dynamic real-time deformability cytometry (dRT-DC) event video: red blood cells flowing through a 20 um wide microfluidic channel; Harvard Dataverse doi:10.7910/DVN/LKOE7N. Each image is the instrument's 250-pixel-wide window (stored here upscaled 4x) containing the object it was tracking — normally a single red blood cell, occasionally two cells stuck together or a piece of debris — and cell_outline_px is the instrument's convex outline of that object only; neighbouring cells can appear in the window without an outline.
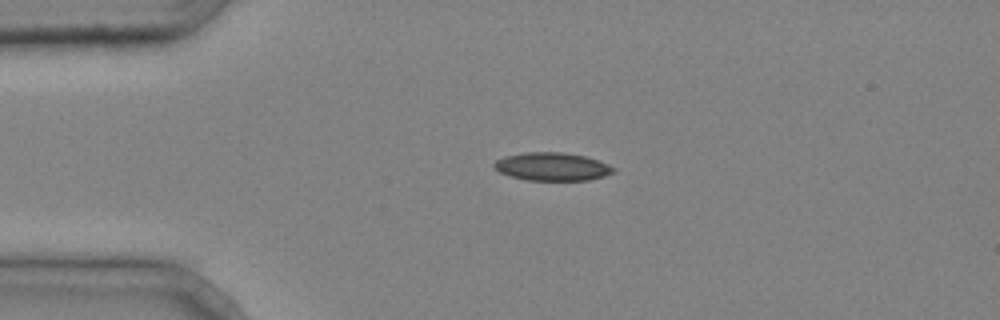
{"species": "common noctule bat (a hibernating species)", "species_latin": "Nyctalus noctula", "temperature_condition": "cold", "stored_images_in_passage": 3, "camera_frame_rate_fps": 3000, "um_per_image_px": 0.085, "animal": {"sex": "male", "body_mass_g": 20.4}, "frame": {"image": 1, "passage_image": 1, "time_ms": 0.0, "image_size_px": [1000, 320], "cell_outline_px": [[616, 172], [604, 176], [588, 180], [524, 180], [508, 176], [492, 168], [492, 164], [496, 160], [504, 156], [524, 152], [564, 152], [584, 156], [608, 164], [616, 168]], "centroid_in_image_um": [46.9, 14.16], "position_along_channel_um": 38.1, "area_um2": 19.77}}